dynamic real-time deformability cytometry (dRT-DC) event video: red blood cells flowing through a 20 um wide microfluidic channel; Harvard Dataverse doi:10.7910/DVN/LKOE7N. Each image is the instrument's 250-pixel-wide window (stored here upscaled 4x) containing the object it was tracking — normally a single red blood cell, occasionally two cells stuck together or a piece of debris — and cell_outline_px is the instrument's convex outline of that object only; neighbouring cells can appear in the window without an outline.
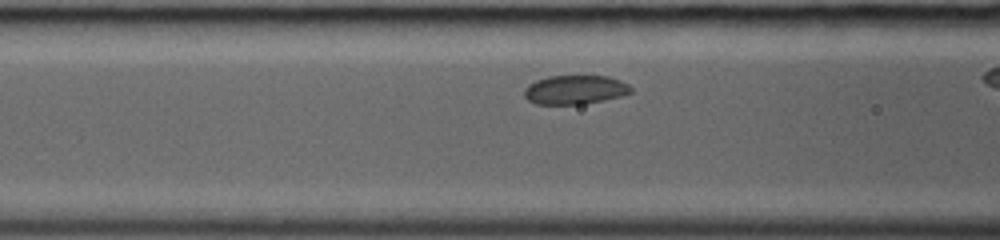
{"species": "common noctule bat (a hibernating species)", "species_latin": "Nyctalus noctula", "temperature_condition": "room temperature", "stored_images_in_passage": 6, "camera_frame_rate_fps": 3000, "um_per_image_px": 0.085, "animal": {"sex": "female", "body_mass_g": 19.0, "forearm_length_mm": 53.3}, "frame": {"image": 1, "passage_image": 4, "time_ms": 1.0, "image_size_px": [1000, 240], "cell_outline_px": [[632, 92], [620, 96], [604, 100], [580, 104], [536, 104], [528, 100], [524, 96], [524, 88], [528, 84], [536, 80], [548, 76], [608, 76], [620, 80], [628, 84], [632, 88]], "centroid_in_image_um": [48.86, 7.62], "position_along_channel_um": 117.7, "area_um2": 18.03}}